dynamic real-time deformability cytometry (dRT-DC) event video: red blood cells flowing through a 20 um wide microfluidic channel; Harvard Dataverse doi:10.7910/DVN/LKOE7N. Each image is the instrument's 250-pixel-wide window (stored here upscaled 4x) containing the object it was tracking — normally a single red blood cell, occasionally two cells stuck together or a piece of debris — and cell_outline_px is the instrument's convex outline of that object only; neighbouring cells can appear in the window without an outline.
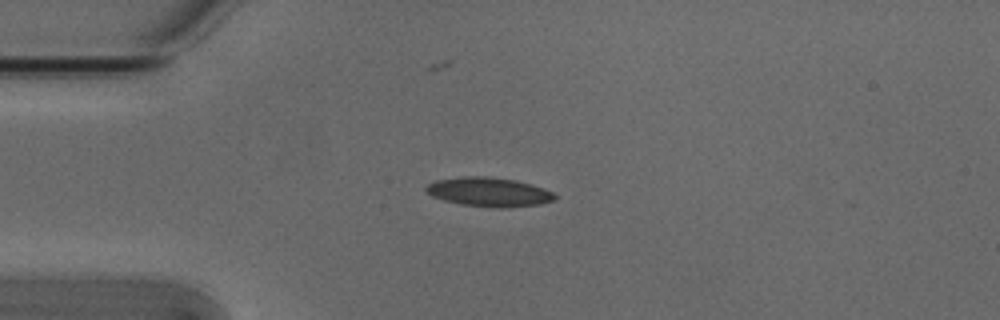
{"species": "Egyptian fruit bat (a non-hibernating species)", "species_latin": "Rousettus aegyptiacus", "temperature_condition": "cold", "stored_images_in_passage": 5, "camera_frame_rate_fps": 3000, "um_per_image_px": 0.085, "animal": {"sex": "male"}, "frame": {"image": 1, "passage_image": 3, "time_ms": 0.667, "image_size_px": [1000, 320], "cell_outline_px": [[556, 196], [552, 200], [540, 204], [504, 208], [492, 208], [460, 204], [444, 200], [432, 196], [424, 192], [424, 188], [428, 184], [436, 180], [464, 176], [488, 176], [516, 180], [532, 184], [544, 188], [552, 192]], "centroid_in_image_um": [41.52, 16.32], "position_along_channel_um": 43.5, "area_um2": 22.02}}
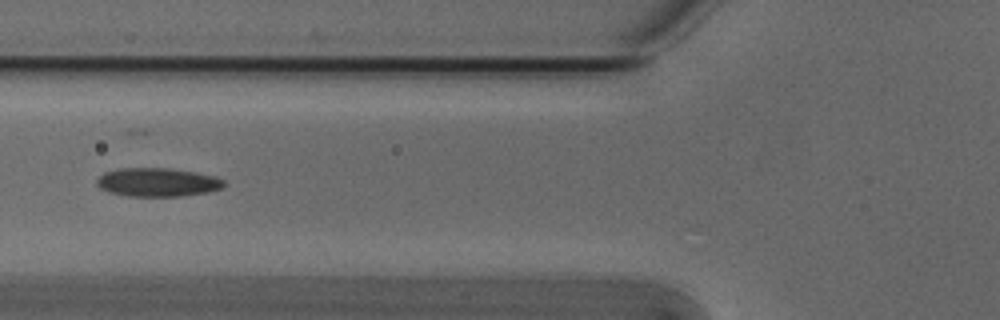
{"frame": {"image": 2, "passage_image": 5, "time_ms": 1.333, "image_size_px": [1000, 320], "cell_outline_px": [[224, 188], [208, 192], [180, 196], [128, 196], [108, 192], [100, 188], [96, 184], [96, 180], [104, 172], [120, 168], [168, 168], [196, 172], [216, 176], [224, 180]], "centroid_in_image_um": [13.4, 15.49], "position_along_channel_um": 112.4, "area_um2": 21.33}}